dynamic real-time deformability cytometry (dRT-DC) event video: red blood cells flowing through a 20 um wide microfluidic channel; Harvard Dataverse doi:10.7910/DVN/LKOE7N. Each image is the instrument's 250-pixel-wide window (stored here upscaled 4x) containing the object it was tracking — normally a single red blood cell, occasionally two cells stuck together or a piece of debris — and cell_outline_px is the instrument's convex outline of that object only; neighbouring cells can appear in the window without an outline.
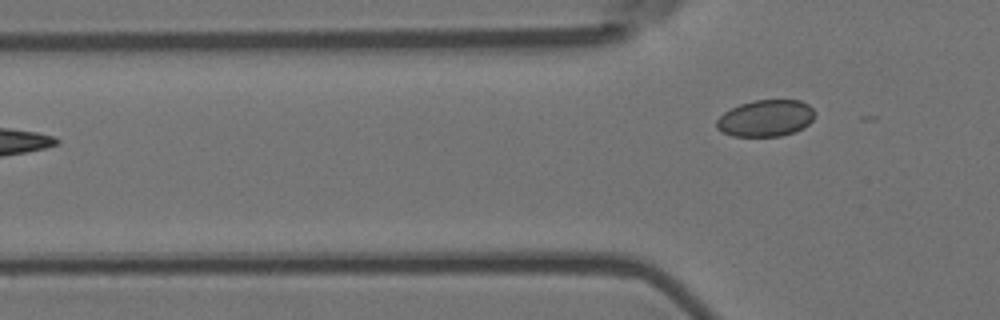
{"species": "Egyptian fruit bat (a non-hibernating species)", "species_latin": "Rousettus aegyptiacus", "temperature_condition": "room temperature", "stored_images_in_passage": 3, "camera_frame_rate_fps": 3000, "um_per_image_px": 0.085, "animal": {"sex": "female"}, "frame": {"image": 1, "passage_image": 3, "time_ms": 0.667, "image_size_px": [1000, 320], "cell_outline_px": [[816, 116], [804, 128], [796, 132], [780, 136], [732, 136], [720, 132], [716, 128], [716, 120], [724, 112], [740, 104], [752, 100], [800, 100], [808, 104], [816, 112]], "centroid_in_image_um": [65.1, 10.05], "position_along_channel_um": 60.7, "area_um2": 21.27}}